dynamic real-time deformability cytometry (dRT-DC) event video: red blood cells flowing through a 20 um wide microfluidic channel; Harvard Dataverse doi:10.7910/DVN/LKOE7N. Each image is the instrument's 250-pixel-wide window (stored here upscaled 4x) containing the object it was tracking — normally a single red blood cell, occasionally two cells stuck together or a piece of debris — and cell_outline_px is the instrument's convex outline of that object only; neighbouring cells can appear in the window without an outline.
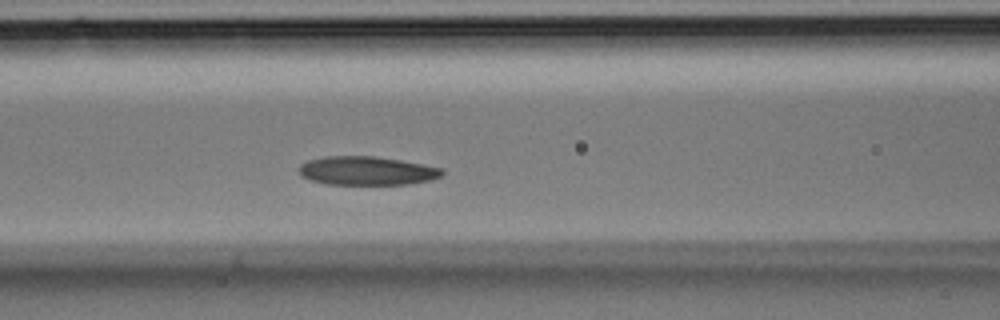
{"species": "Egyptian fruit bat (a non-hibernating species)", "species_latin": "Rousettus aegyptiacus", "temperature_condition": "room temperature", "stored_images_in_passage": 30, "camera_frame_rate_fps": 3000, "um_per_image_px": 0.085, "animal": {"sex": "male"}, "frame": {"image": 1, "passage_image": 12, "time_ms": 3.667, "image_size_px": [1000, 320], "cell_outline_px": [[444, 172], [440, 176], [432, 180], [408, 184], [328, 184], [312, 180], [300, 176], [300, 164], [308, 160], [324, 156], [376, 156], [400, 160], [444, 168]], "centroid_in_image_um": [31.2, 14.51], "position_along_channel_um": 135.4, "area_um2": 23.93}}
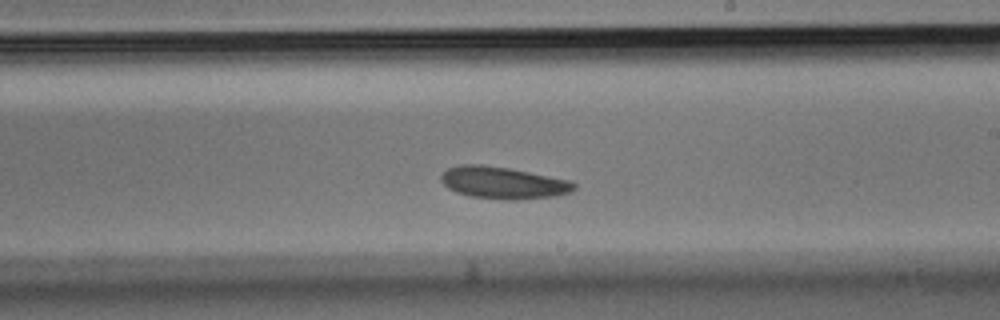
{"frame": {"image": 2, "passage_image": 18, "time_ms": 5.667, "image_size_px": [1000, 320], "cell_outline_px": [[576, 188], [572, 192], [556, 196], [516, 200], [508, 200], [472, 196], [456, 192], [448, 188], [440, 180], [440, 176], [448, 168], [460, 164], [484, 164], [508, 168], [572, 180], [576, 184]], "centroid_in_image_um": [42.8, 15.53], "position_along_channel_um": 246.2, "area_um2": 24.97}}
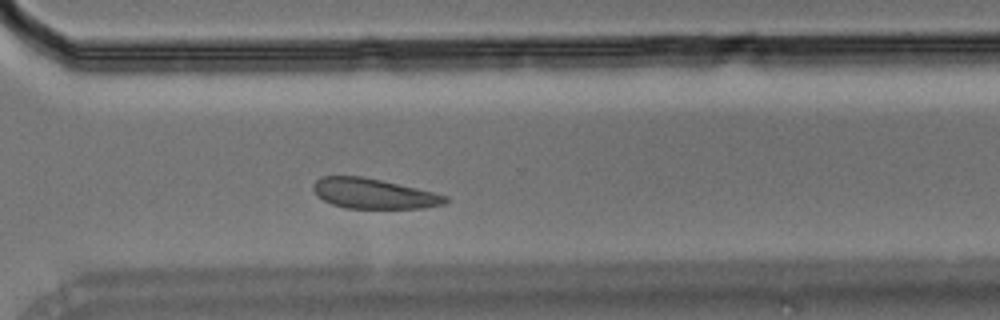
{"frame": {"image": 3, "passage_image": 23, "time_ms": 7.333, "image_size_px": [1000, 320], "cell_outline_px": [[448, 200], [444, 204], [424, 208], [344, 208], [332, 204], [316, 196], [312, 188], [312, 184], [320, 176], [364, 176], [436, 192], [448, 196]], "centroid_in_image_um": [31.75, 16.45], "position_along_channel_um": 338.9, "area_um2": 23.47}}